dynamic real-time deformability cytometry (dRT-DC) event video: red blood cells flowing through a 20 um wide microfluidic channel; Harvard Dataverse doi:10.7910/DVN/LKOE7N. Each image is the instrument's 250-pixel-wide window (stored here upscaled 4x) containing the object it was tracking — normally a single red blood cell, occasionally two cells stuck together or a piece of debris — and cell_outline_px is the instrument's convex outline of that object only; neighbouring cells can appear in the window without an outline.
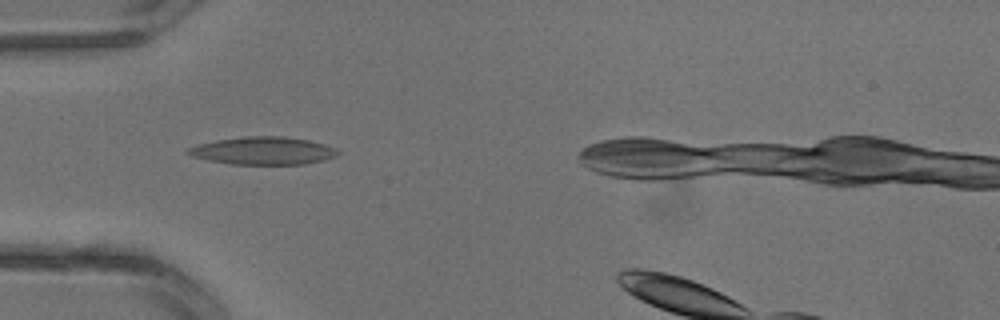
{"species": "common noctule bat (a hibernating species)", "species_latin": "Nyctalus noctula", "temperature_condition": "warm", "stored_images_in_passage": 2, "camera_frame_rate_fps": 3000, "um_per_image_px": 0.085, "animal": {"sex": "male", "body_mass_g": 13.3}, "frame": {"image": 1, "passage_image": 2, "time_ms": 0.333, "image_size_px": [1000, 320], "cell_outline_px": [[340, 152], [336, 156], [324, 160], [304, 164], [232, 164], [208, 160], [192, 156], [184, 152], [188, 148], [196, 144], [216, 140], [244, 136], [284, 136], [308, 140], [324, 144], [336, 148]], "centroid_in_image_um": [22.35, 12.81], "position_along_channel_um": 62.6, "area_um2": 24.28}}